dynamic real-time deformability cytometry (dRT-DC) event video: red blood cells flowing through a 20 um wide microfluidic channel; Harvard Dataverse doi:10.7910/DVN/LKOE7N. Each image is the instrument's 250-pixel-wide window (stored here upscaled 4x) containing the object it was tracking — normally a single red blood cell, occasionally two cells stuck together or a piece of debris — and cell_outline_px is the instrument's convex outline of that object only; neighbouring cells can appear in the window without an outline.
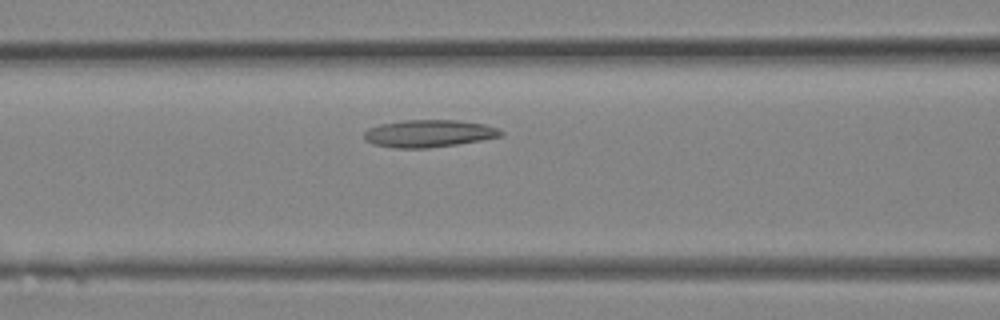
{"species": "Egyptian fruit bat (a non-hibernating species)", "species_latin": "Rousettus aegyptiacus", "temperature_condition": "room temperature", "stored_images_in_passage": 11, "camera_frame_rate_fps": 3000, "um_per_image_px": 0.085, "animal": {"sex": "female"}, "frame": {"image": 1, "passage_image": 7, "time_ms": 2.0, "image_size_px": [1000, 320], "cell_outline_px": [[504, 132], [500, 136], [480, 140], [456, 144], [428, 148], [396, 148], [372, 144], [364, 140], [364, 132], [368, 128], [380, 124], [404, 120], [456, 120], [484, 124], [496, 128]], "centroid_in_image_um": [36.39, 11.34], "position_along_channel_um": 130.2, "area_um2": 21.68}}
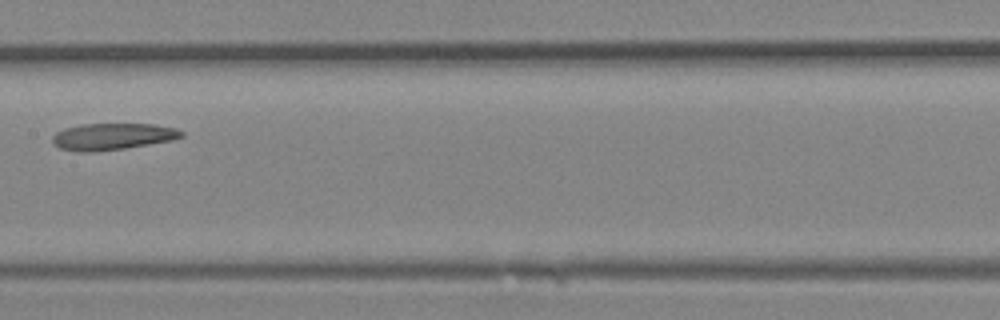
{"frame": {"image": 2, "passage_image": 10, "time_ms": 3.0, "image_size_px": [1000, 320], "cell_outline_px": [[184, 136], [172, 140], [124, 148], [92, 152], [76, 152], [60, 148], [52, 144], [52, 136], [56, 132], [64, 128], [84, 124], [152, 124], [176, 128], [184, 132]], "centroid_in_image_um": [9.53, 11.6], "position_along_channel_um": 197.9, "area_um2": 20.06}}